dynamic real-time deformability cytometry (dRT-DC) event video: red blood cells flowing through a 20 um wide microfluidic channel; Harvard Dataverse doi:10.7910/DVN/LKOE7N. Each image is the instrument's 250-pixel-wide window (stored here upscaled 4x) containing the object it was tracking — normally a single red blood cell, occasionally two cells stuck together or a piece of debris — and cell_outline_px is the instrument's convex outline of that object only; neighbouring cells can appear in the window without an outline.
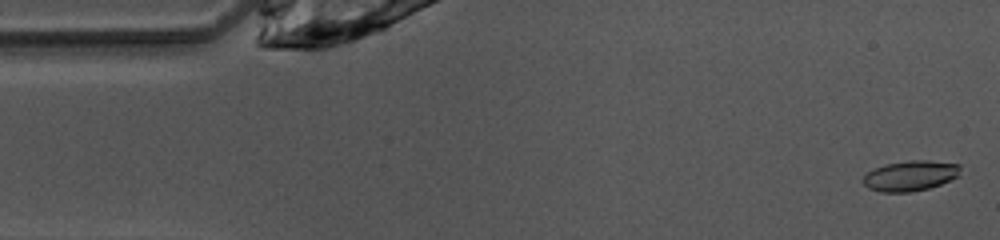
{"species": "common noctule bat (a hibernating species)", "species_latin": "Nyctalus noctula", "temperature_condition": "warm", "stored_images_in_passage": 9, "camera_frame_rate_fps": 3000, "um_per_image_px": 0.085, "animal": {"sex": "female", "body_mass_g": 10.0, "forearm_length_mm": 53.1}, "frame": {"image": 1, "passage_image": 1, "time_ms": 0.0, "image_size_px": [1000, 240], "cell_outline_px": [[960, 176], [940, 184], [928, 188], [912, 192], [880, 192], [868, 188], [864, 184], [864, 176], [868, 172], [884, 164], [912, 160], [928, 160], [960, 164]], "centroid_in_image_um": [77.4, 14.94], "position_along_channel_um": 7.6, "area_um2": 17.17}}